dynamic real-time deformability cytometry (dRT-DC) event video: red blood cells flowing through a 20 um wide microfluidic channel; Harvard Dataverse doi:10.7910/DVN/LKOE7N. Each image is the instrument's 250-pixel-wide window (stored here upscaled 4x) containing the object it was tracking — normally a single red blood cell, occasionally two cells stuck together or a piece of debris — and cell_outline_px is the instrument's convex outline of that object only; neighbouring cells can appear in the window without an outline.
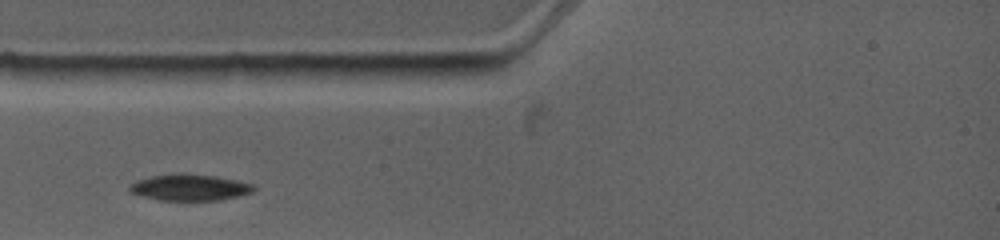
{"species": "common noctule bat (a hibernating species)", "species_latin": "Nyctalus noctula", "temperature_condition": "warm", "stored_images_in_passage": 3, "camera_frame_rate_fps": 4500, "um_per_image_px": 0.085, "animal": {"sex": "female", "body_mass_g": 19.0, "forearm_length_mm": 53.3}, "frame": {"image": 1, "passage_image": 1, "time_ms": 0.0, "image_size_px": [1000, 240], "cell_outline_px": [[256, 188], [252, 192], [236, 196], [216, 200], [160, 200], [144, 196], [132, 192], [128, 188], [128, 184], [136, 180], [152, 176], [216, 176], [252, 184]], "centroid_in_image_um": [16.11, 15.97], "position_along_channel_um": 68.9, "area_um2": 17.98}}
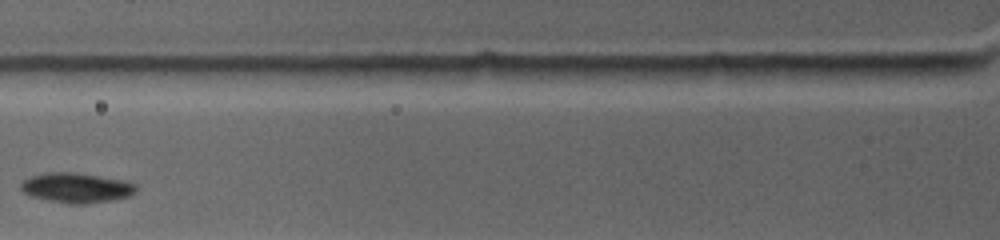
{"frame": {"image": 2, "passage_image": 2, "time_ms": 1.333, "image_size_px": [1000, 240], "cell_outline_px": [[136, 192], [128, 196], [112, 200], [84, 204], [68, 204], [48, 200], [32, 196], [20, 192], [20, 184], [24, 180], [32, 176], [48, 172], [72, 172], [120, 180], [136, 184]], "centroid_in_image_um": [6.44, 15.97], "position_along_channel_um": 119.4, "area_um2": 19.88}}
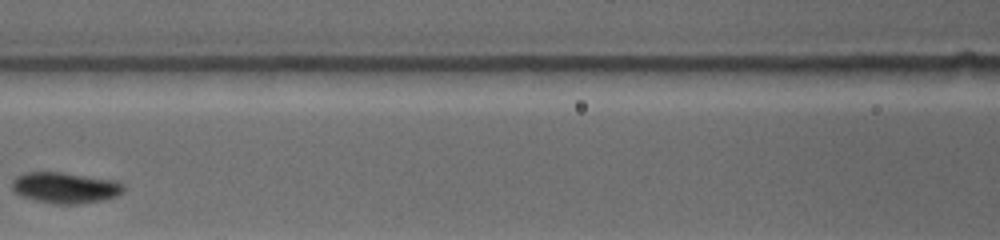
{"frame": {"image": 3, "passage_image": 3, "time_ms": 2.444, "image_size_px": [1000, 240], "cell_outline_px": [[124, 192], [116, 196], [104, 200], [76, 204], [56, 204], [36, 200], [20, 196], [12, 188], [12, 180], [16, 176], [28, 172], [60, 172], [112, 180], [124, 184]], "centroid_in_image_um": [5.54, 15.96], "position_along_channel_um": 161.1, "area_um2": 20.0}}